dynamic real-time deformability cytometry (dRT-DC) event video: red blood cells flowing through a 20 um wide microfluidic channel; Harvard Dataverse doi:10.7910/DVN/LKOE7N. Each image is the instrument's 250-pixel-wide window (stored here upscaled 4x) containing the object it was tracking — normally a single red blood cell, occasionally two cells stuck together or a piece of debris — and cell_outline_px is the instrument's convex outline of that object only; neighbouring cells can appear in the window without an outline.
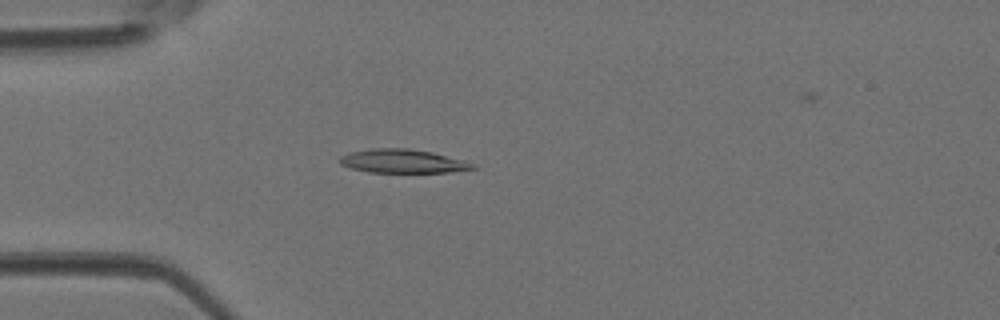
{"species": "Egyptian fruit bat (a non-hibernating species)", "species_latin": "Rousettus aegyptiacus", "temperature_condition": "room temperature", "stored_images_in_passage": 2, "camera_frame_rate_fps": 3000, "um_per_image_px": 0.085, "animal": {"sex": "female"}, "frame": {"image": 1, "passage_image": 2, "time_ms": 0.333, "image_size_px": [1000, 320], "cell_outline_px": [[480, 168], [448, 172], [368, 172], [352, 168], [340, 164], [340, 156], [348, 152], [372, 148], [408, 148], [432, 152], [460, 160], [472, 164]], "centroid_in_image_um": [34.18, 13.69], "position_along_channel_um": 50.8, "area_um2": 18.15}}